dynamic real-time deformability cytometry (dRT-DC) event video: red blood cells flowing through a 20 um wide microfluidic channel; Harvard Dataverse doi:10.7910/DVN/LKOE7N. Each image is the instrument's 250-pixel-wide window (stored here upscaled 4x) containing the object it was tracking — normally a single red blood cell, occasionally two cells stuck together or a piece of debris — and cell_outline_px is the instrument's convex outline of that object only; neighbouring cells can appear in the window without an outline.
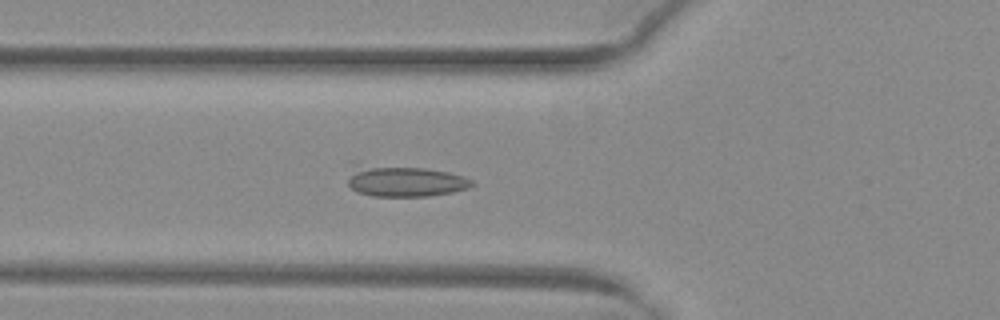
{"species": "common noctule bat (a hibernating species)", "species_latin": "Nyctalus noctula", "temperature_condition": "warm", "stored_images_in_passage": 38, "camera_frame_rate_fps": 3000, "um_per_image_px": 0.085, "animal": {"sex": "female", "body_mass_g": 29.2, "forearm_length_mm": 56.3}, "frame": {"image": 1, "passage_image": 19, "time_ms": 6.0, "image_size_px": [1000, 320], "cell_outline_px": [[476, 184], [468, 188], [452, 192], [428, 196], [372, 196], [356, 192], [348, 184], [348, 180], [356, 172], [368, 168], [424, 168], [448, 172], [464, 176], [472, 180]], "centroid_in_image_um": [34.61, 15.48], "position_along_channel_um": 91.2, "area_um2": 20.92}}
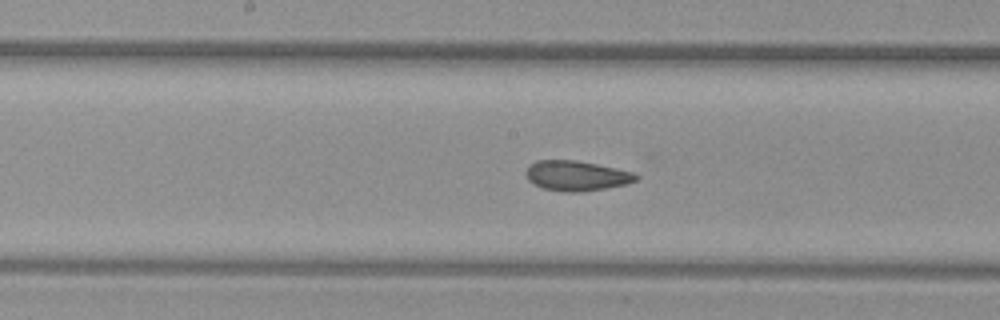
{"frame": {"image": 2, "passage_image": 27, "time_ms": 8.667, "image_size_px": [1000, 320], "cell_outline_px": [[640, 176], [636, 180], [624, 184], [604, 188], [580, 192], [564, 192], [544, 188], [532, 184], [528, 180], [524, 172], [536, 160], [576, 160], [636, 172]], "centroid_in_image_um": [48.99, 14.93], "position_along_channel_um": 199.2, "area_um2": 19.25}}
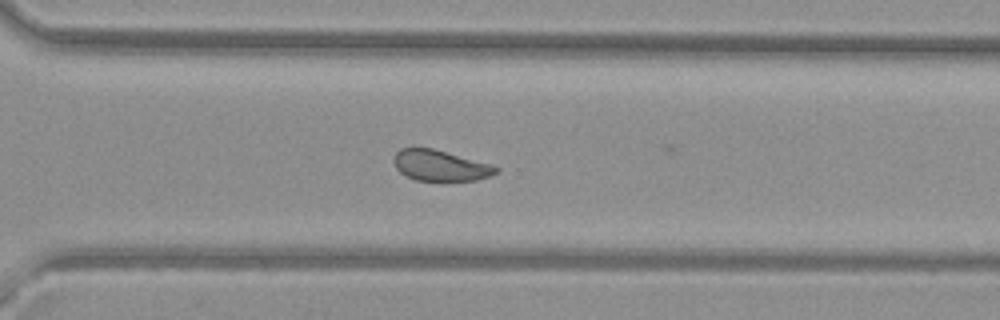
{"frame": {"image": 3, "passage_image": 37, "time_ms": 12.0, "image_size_px": [1000, 320], "cell_outline_px": [[500, 172], [476, 180], [416, 180], [404, 176], [396, 168], [392, 160], [396, 152], [400, 148], [432, 148], [492, 164], [500, 168]], "centroid_in_image_um": [37.41, 14.06], "position_along_channel_um": 333.2, "area_um2": 18.38}}